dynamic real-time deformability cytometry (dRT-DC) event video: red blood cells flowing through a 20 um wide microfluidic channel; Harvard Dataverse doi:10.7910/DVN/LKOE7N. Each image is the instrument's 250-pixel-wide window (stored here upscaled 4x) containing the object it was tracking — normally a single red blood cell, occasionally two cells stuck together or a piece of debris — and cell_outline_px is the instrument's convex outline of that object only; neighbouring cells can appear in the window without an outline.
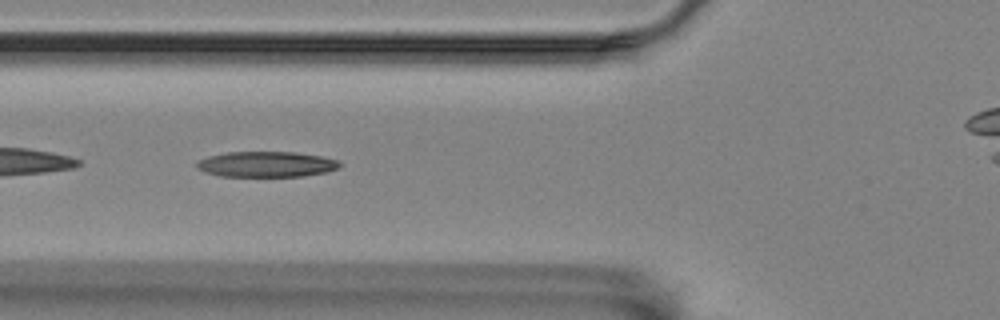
{"species": "Egyptian fruit bat (a non-hibernating species)", "species_latin": "Rousettus aegyptiacus", "temperature_condition": "room temperature", "stored_images_in_passage": 34, "camera_frame_rate_fps": 3000, "um_per_image_px": 0.085, "animal": {"sex": "female"}, "frame": {"image": 1, "passage_image": 4, "time_ms": 1.0, "image_size_px": [1000, 320], "cell_outline_px": [[344, 164], [340, 168], [328, 172], [304, 176], [220, 176], [204, 172], [196, 168], [196, 160], [208, 156], [228, 152], [296, 152], [320, 156], [340, 160]], "centroid_in_image_um": [22.67, 13.96], "position_along_channel_um": 103.1, "area_um2": 21.62}}
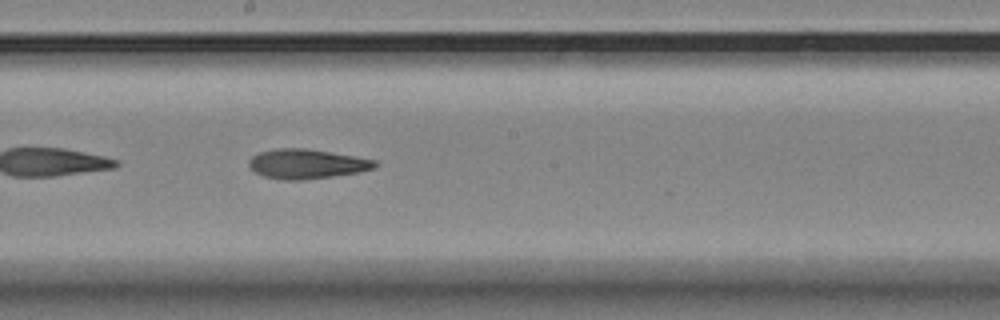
{"frame": {"image": 2, "passage_image": 14, "time_ms": 4.333, "image_size_px": [1000, 320], "cell_outline_px": [[376, 168], [360, 172], [304, 180], [280, 180], [264, 176], [256, 172], [248, 164], [248, 160], [252, 156], [260, 152], [276, 148], [304, 148], [376, 160]], "centroid_in_image_um": [26.05, 13.94], "position_along_channel_um": 222.2, "area_um2": 21.56}}
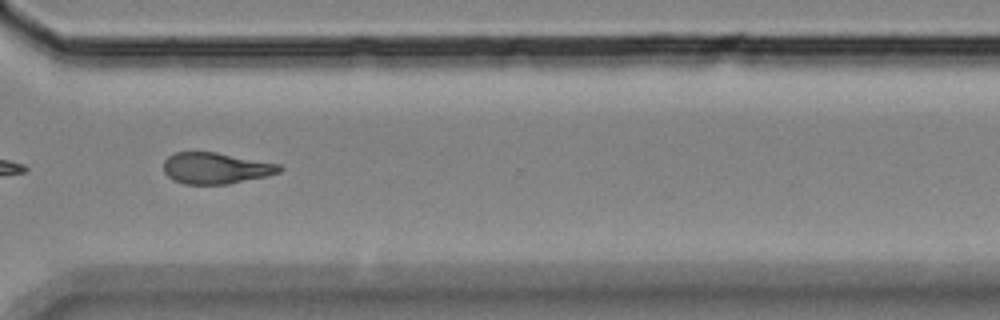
{"frame": {"image": 3, "passage_image": 25, "time_ms": 8.0, "image_size_px": [1000, 320], "cell_outline_px": [[284, 168], [280, 172], [268, 176], [228, 184], [184, 184], [172, 180], [164, 172], [164, 160], [168, 156], [176, 152], [216, 152], [280, 164]], "centroid_in_image_um": [18.35, 14.3], "position_along_channel_um": 352.2, "area_um2": 21.21}}